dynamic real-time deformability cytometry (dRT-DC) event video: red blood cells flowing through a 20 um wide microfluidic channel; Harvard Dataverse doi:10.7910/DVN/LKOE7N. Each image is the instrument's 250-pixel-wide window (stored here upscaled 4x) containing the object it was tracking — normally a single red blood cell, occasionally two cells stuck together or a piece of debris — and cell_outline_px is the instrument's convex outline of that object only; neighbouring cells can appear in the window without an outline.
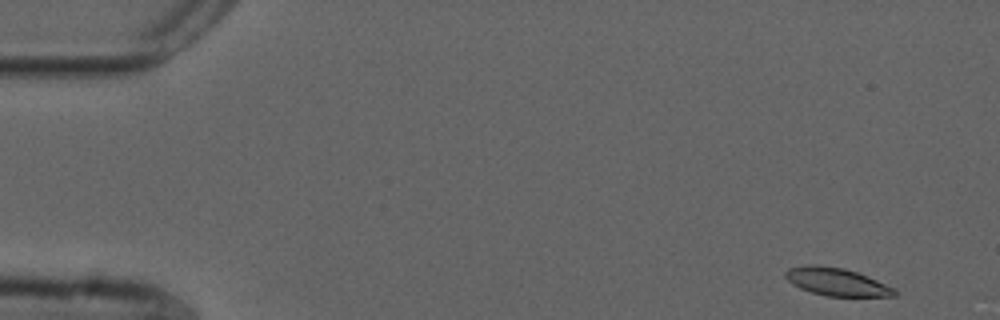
{"species": "common noctule bat (a hibernating species)", "species_latin": "Nyctalus noctula", "temperature_condition": "cold", "stored_images_in_passage": 14, "camera_frame_rate_fps": 3000, "um_per_image_px": 0.085, "animal": {"sex": "male", "forearm_length_mm": 52.5}, "frame": {"image": 1, "passage_image": 1, "time_ms": 0.0, "image_size_px": [1000, 320], "cell_outline_px": [[896, 296], [828, 296], [812, 292], [800, 288], [792, 284], [784, 276], [784, 272], [788, 268], [812, 264], [844, 268], [856, 272], [896, 288]], "centroid_in_image_um": [71.1, 23.95], "position_along_channel_um": 13.9, "area_um2": 17.51}}